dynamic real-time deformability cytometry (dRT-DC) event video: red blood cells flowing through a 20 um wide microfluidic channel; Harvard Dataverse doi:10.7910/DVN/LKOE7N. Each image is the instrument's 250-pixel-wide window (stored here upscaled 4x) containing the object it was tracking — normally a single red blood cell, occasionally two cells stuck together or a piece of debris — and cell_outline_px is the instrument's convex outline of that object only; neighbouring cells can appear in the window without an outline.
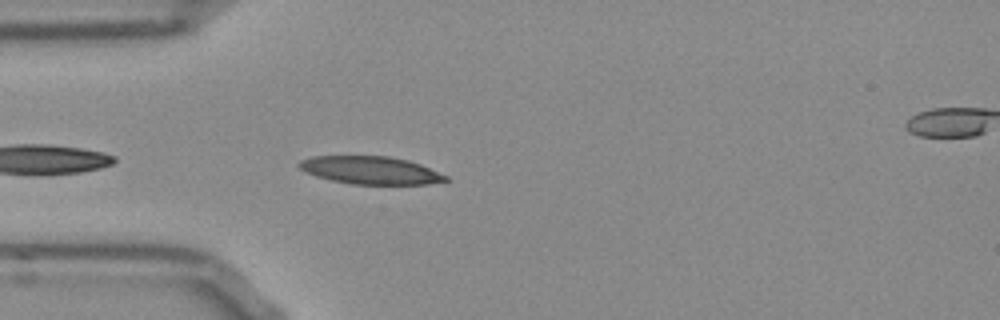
{"species": "Egyptian fruit bat (a non-hibernating species)", "species_latin": "Rousettus aegyptiacus", "temperature_condition": "room temperature", "stored_images_in_passage": 41, "camera_frame_rate_fps": 3000, "um_per_image_px": 0.085, "frame": {"image": 1, "passage_image": 3, "time_ms": 0.667, "image_size_px": [1000, 320], "cell_outline_px": [[448, 180], [428, 184], [352, 184], [332, 180], [316, 176], [300, 168], [296, 164], [300, 160], [312, 156], [388, 156], [408, 160], [420, 164], [448, 176]], "centroid_in_image_um": [31.49, 14.46], "position_along_channel_um": 53.5, "area_um2": 23.58}}
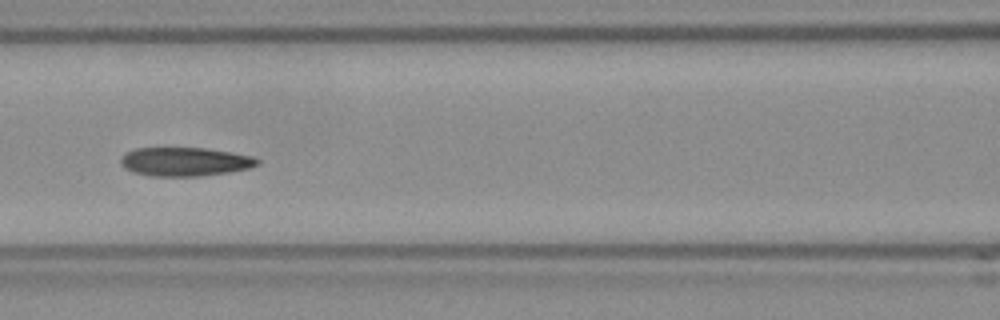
{"frame": {"image": 2, "passage_image": 11, "time_ms": 3.333, "image_size_px": [1000, 320], "cell_outline_px": [[260, 164], [248, 168], [228, 172], [200, 176], [148, 176], [132, 172], [124, 168], [120, 164], [120, 160], [124, 152], [136, 148], [208, 148], [232, 152], [252, 156], [260, 160]], "centroid_in_image_um": [15.69, 13.74], "position_along_channel_um": 150.9, "area_um2": 23.12}}
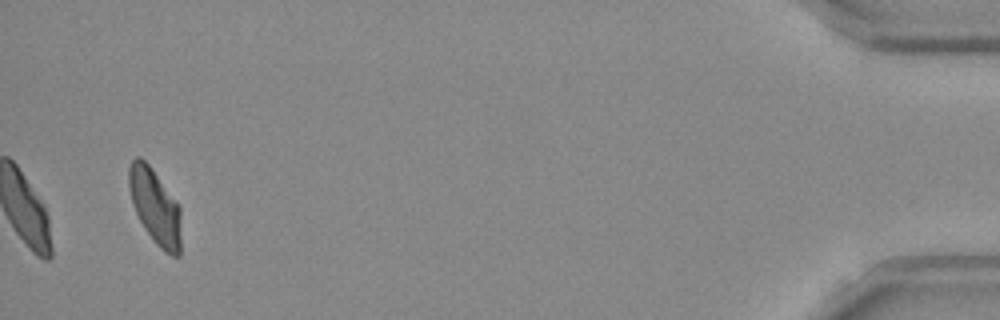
{"frame": {"image": 3, "passage_image": 39, "time_ms": 12.667, "image_size_px": [1000, 320], "cell_outline_px": [[180, 256], [172, 256], [164, 252], [156, 244], [144, 228], [132, 204], [128, 188], [128, 168], [132, 160], [136, 156], [140, 156], [148, 164], [180, 208]], "centroid_in_image_um": [13.15, 17.57], "position_along_channel_um": 422.0, "area_um2": 22.6}, "authors_computed_cell_mechanics": {"area_um2": 23.1778, "velocity_mm_per_s": 3.8362, "shape_relaxation_time_tau1_ms": 9.4621, "shape_relaxation_time_tau2_ms": 3.5266, "deformation_change_tau1": 0.2225, "deformation_change_tau2": 0.0997}}